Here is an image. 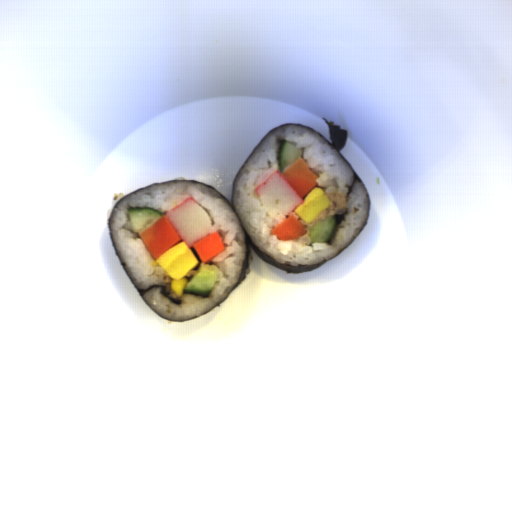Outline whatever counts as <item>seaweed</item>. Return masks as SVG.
<instances>
[{
	"label": "seaweed",
	"mask_w": 512,
	"mask_h": 512,
	"mask_svg": "<svg viewBox=\"0 0 512 512\" xmlns=\"http://www.w3.org/2000/svg\"><path fill=\"white\" fill-rule=\"evenodd\" d=\"M324 120V122L326 123V125L328 126V133H329V140H330V143L327 141V139L320 133L318 132L317 130L313 129L312 127L310 126H305V125H300V124H295V123H284L278 127H275L273 129H270L268 131V133L263 136L259 141L258 143L255 145V147L252 149V151L249 153V155L246 157V159L243 161V163L240 165L233 181H232V186H231V201L230 199L222 192L220 191L217 187L215 186H212L208 183H204V182H200V181H197V180H193V179H174V180H166L164 182H155V183H151V184H148L146 186H143V187H140L138 189H135L133 190L132 192L126 194L125 196H123L121 199H119L113 206L109 216H108V219H107V229H108V233H109V237H110V241L112 243V246H113V249H114V252L122 266V268L124 269L127 277L129 278V280L131 281L132 285L134 286V288L136 289L137 293L140 295V297L143 299V301L146 303V305L152 310V312L160 317L161 319L165 320V321H172V322H188V321H191L193 319H196L206 313H208L209 311L213 310L214 308H216L217 306H219L220 304H222L223 302H225L228 297L232 294V292L251 274V262H252V257H253V251L258 255V257L260 259H262L263 261H265L266 263L276 267L277 269L285 272V273H305V272H308V271H312V270H315L317 268H320L321 266H323L324 264H326L327 262H329L330 260H332L333 258H335L336 256H338L339 254H341L352 242H354L357 237L360 235V233L363 231V229L366 227V225L368 224L369 222V219H370V204H371V198H370V195H369V192H368V189H367V186L366 184L360 179V177L358 176L357 172L355 171V169L352 167V165L349 163V161L344 157V155L340 152L346 145L347 143V139H348V131L347 129H344V128H341V125H337V124H333V122H329L325 117L322 118ZM288 125H292V126H298V127H303L305 128L306 130H309L310 132H312L313 134H315L323 143L325 144H328L329 147L332 149V150H337V152L339 153V155L341 156V158L347 162V164L351 167V169L353 170V172L355 173V181H360L361 183H363L364 187H365V191H366V194H367V214L368 216L364 219V221L362 222L361 226L359 228H357L354 232V235L353 237L351 238V240L347 243V245L337 254L335 255L334 257L332 258H329V259H326V260H323L321 261L320 263H316V264H313V265H296V266H292L288 261H286L285 263H279L277 260H275L274 258H271L270 256H268L266 253H264L263 251H261L256 245L255 243L252 241V239L250 238L247 230L245 229L242 221L240 220V218L238 217L235 209H234V206H233V192H234V187H235V183H236V179H237V176L241 170V168L245 165V163L250 159V157L252 156L254 150L257 148V146L262 143L266 138H268L269 136H272L274 135L276 132H278L279 130L282 129V131H285L286 127ZM186 181V182H192V183H196V184H201V185H205L207 187H210L211 189H213L214 191H216L219 195H221L225 201L229 204V206L232 208L234 214L236 215L241 227H242V231H243V234H244V244H245V247L247 249V252H246V255L242 261V268H241V272H240V275L236 281V283L230 288V290L226 293V295L221 299V301L219 303H217L216 305H214L213 307L207 309L206 311L194 316V317H188V318H183V319H171L169 317H166L162 314H159L157 313L147 302L146 300L143 298V295L145 293H147L148 291L154 289L155 287L156 288H159V293L167 298H169L173 303H176V304H181L180 303V300L169 295V293L166 291L165 289V285L163 284H152L150 285L148 288H137V286L135 285V283L133 282V280L131 279L128 271L126 270L124 264L122 263L118 253H117V250H116V246H115V243H114V239H113V235H112V230H111V224H110V220L117 208V206L122 202V200L130 195L131 193L135 192V191H138V190H142V189H145V188H148L152 185H164V184H168V183H172V182H176V181ZM354 181V183H355ZM353 183V185H354ZM353 185L349 186L346 184V187L348 189V194H347V198H349L350 194H351V191H352V187ZM253 250V251H252Z\"/></svg>",
	"instance_id": "seaweed-1"
},
{
	"label": "seaweed",
	"mask_w": 512,
	"mask_h": 512,
	"mask_svg": "<svg viewBox=\"0 0 512 512\" xmlns=\"http://www.w3.org/2000/svg\"><path fill=\"white\" fill-rule=\"evenodd\" d=\"M333 216H335L336 224H339V222L344 219L345 212L344 213H340V214H336V215H333Z\"/></svg>",
	"instance_id": "seaweed-2"
}]
</instances>
